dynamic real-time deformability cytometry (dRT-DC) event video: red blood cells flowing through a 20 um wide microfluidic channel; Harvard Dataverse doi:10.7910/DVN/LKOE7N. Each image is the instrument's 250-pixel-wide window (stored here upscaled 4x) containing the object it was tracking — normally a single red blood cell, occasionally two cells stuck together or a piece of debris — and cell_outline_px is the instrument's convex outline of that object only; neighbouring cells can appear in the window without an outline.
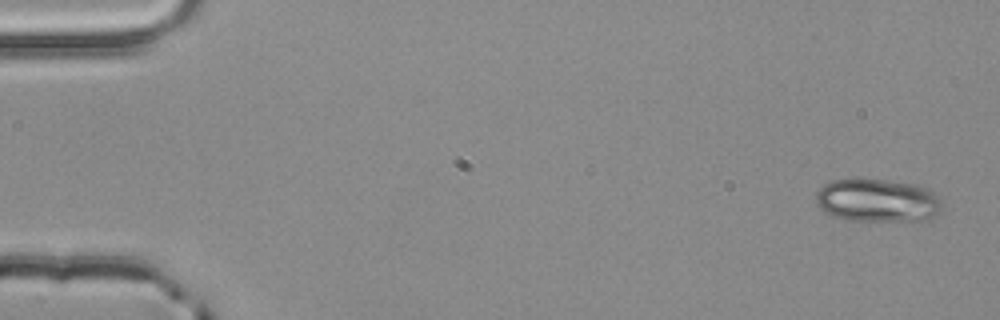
{"species": "common noctule bat (a hibernating species)", "species_latin": "Nyctalus noctula", "temperature_condition": "room temperature", "stored_images_in_passage": 3, "camera_frame_rate_fps": 3000, "um_per_image_px": 0.085, "animal": {"sex": "male", "body_mass_g": 20.4}, "frame": {"image": 1, "passage_image": 3, "time_ms": 0.667, "image_size_px": [1000, 320], "cell_outline_px": [[944, 208], [932, 220], [840, 220], [824, 212], [820, 208], [816, 200], [816, 192], [824, 184], [832, 180], [852, 176], [888, 180], [916, 184], [928, 188], [940, 200]], "centroid_in_image_um": [74.57, 17.01], "position_along_channel_um": 10.4, "area_um2": 32.66}}